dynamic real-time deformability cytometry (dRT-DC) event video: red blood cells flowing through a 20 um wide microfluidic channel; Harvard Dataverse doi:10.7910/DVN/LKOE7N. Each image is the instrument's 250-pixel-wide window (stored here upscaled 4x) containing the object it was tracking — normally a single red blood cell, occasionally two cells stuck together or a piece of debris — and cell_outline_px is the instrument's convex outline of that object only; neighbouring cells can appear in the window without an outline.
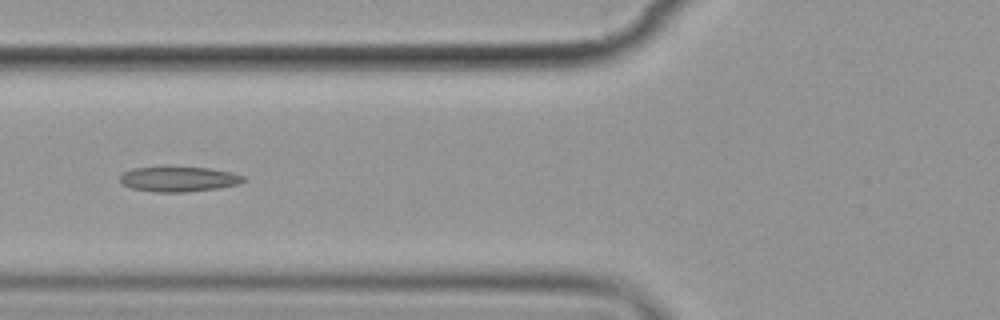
{"species": "common noctule bat (a hibernating species)", "species_latin": "Nyctalus noctula", "temperature_condition": "cold", "stored_images_in_passage": 14, "camera_frame_rate_fps": 3000, "um_per_image_px": 0.085, "animal": {"sex": "female", "body_mass_g": 19.9}, "frame": {"image": 1, "passage_image": 5, "time_ms": 5.667, "image_size_px": [1000, 320], "cell_outline_px": [[248, 180], [240, 184], [220, 188], [188, 192], [156, 192], [132, 188], [120, 184], [120, 176], [124, 172], [132, 168], [208, 168], [232, 172], [244, 176]], "centroid_in_image_um": [15.24, 15.24], "position_along_channel_um": 110.6, "area_um2": 17.98}}
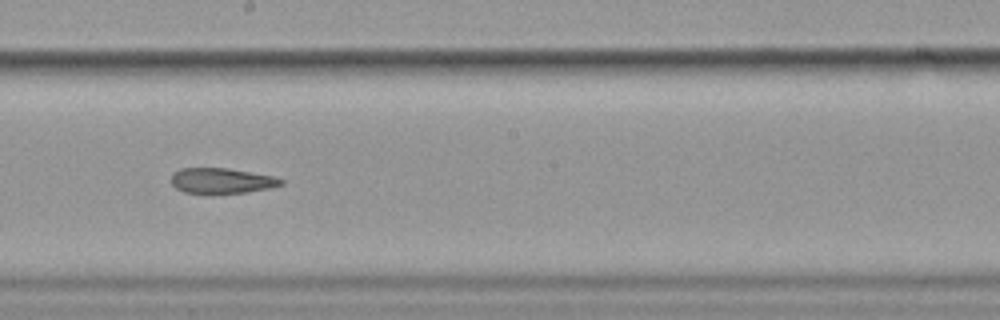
{"frame": {"image": 2, "passage_image": 8, "time_ms": 9.0, "image_size_px": [1000, 320], "cell_outline_px": [[284, 184], [268, 188], [248, 192], [184, 192], [176, 188], [172, 184], [172, 172], [180, 168], [228, 168], [272, 176], [284, 180]], "centroid_in_image_um": [18.83, 15.34], "position_along_channel_um": 229.4, "area_um2": 15.9}}
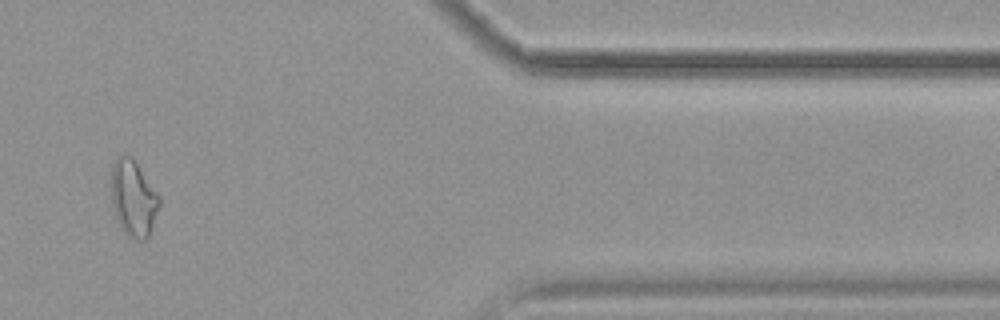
{"frame": {"image": 3, "passage_image": 12, "time_ms": 14.667, "image_size_px": [1000, 320], "cell_outline_px": [[160, 204], [152, 228], [148, 236], [144, 240], [136, 240], [128, 236], [120, 228], [116, 220], [112, 204], [112, 164], [116, 156], [132, 156], [160, 196]], "centroid_in_image_um": [11.34, 16.87], "position_along_channel_um": 400.1, "area_um2": 21.44}, "authors_computed_cell_mechanics": {"area_um2": 18.4093, "velocity_mm_per_s": 3.5742, "shape_relaxation_time_tau1_ms": null, "shape_relaxation_time_tau2_ms": 8.1767, "deformation_change_tau1": null, "deformation_change_tau2": 0.1544}}